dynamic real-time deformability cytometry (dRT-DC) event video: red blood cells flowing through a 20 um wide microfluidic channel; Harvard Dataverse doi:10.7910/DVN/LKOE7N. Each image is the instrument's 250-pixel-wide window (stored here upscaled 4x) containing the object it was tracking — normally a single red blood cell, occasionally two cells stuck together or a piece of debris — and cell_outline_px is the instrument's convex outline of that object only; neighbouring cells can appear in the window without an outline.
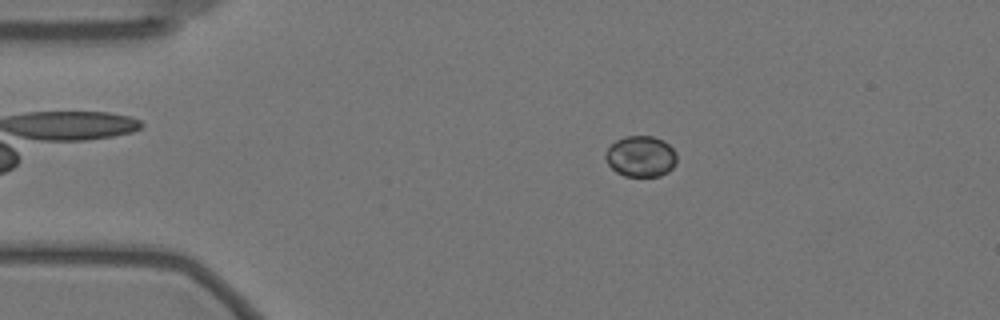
{"species": "Egyptian fruit bat (a non-hibernating species)", "species_latin": "Rousettus aegyptiacus", "temperature_condition": "warm", "stored_images_in_passage": 49, "camera_frame_rate_fps": 3000, "um_per_image_px": 0.085, "animal": {"sex": "female"}, "frame": {"image": 1, "passage_image": 2, "time_ms": 0.333, "image_size_px": [1000, 320], "cell_outline_px": [[676, 160], [672, 168], [668, 172], [660, 176], [624, 176], [616, 172], [608, 164], [604, 156], [608, 148], [616, 140], [624, 136], [652, 136], [664, 140], [676, 152]], "centroid_in_image_um": [54.46, 13.29], "position_along_channel_um": 30.5, "area_um2": 17.05}}
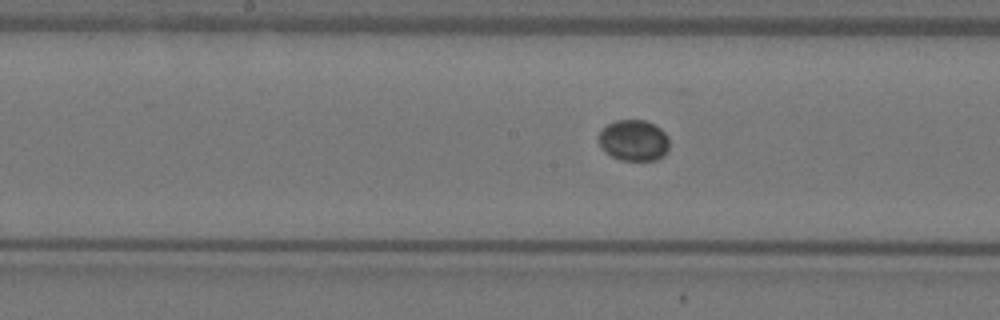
{"frame": {"image": 2, "passage_image": 20, "time_ms": 6.333, "image_size_px": [1000, 320], "cell_outline_px": [[668, 152], [664, 156], [656, 160], [620, 160], [612, 156], [600, 144], [600, 132], [608, 124], [616, 120], [644, 120], [660, 128], [668, 136]], "centroid_in_image_um": [53.92, 11.94], "position_along_channel_um": 194.3, "area_um2": 16.65}}
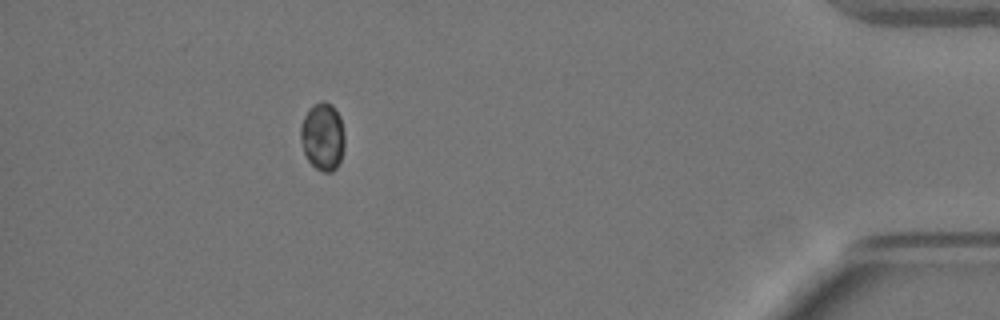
{"frame": {"image": 3, "passage_image": 43, "time_ms": 14.0, "image_size_px": [1000, 320], "cell_outline_px": [[344, 148], [340, 160], [336, 168], [332, 172], [324, 172], [316, 168], [308, 160], [304, 152], [300, 140], [300, 124], [308, 108], [320, 100], [324, 100], [332, 104], [340, 116], [344, 132]], "centroid_in_image_um": [27.42, 11.57], "position_along_channel_um": 407.8, "area_um2": 17.63}}